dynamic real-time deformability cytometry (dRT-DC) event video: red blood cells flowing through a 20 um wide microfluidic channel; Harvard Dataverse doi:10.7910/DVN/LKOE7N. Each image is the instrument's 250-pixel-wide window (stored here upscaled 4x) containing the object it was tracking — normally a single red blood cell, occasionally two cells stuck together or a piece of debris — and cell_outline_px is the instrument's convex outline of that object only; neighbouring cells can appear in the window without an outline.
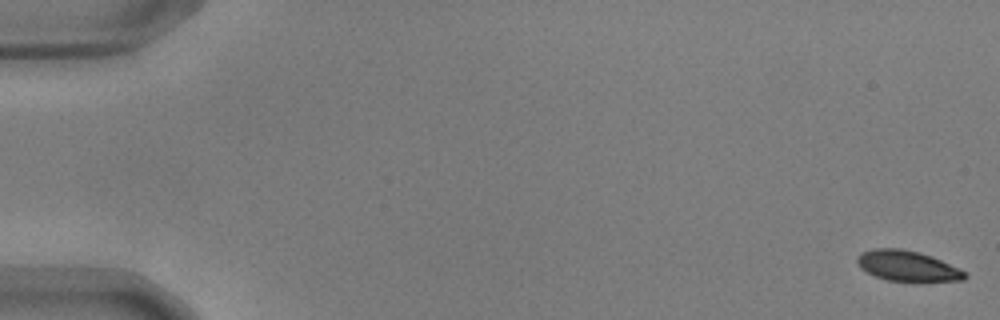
{"species": "common noctule bat (a hibernating species)", "species_latin": "Nyctalus noctula", "temperature_condition": "warm", "stored_images_in_passage": 24, "camera_frame_rate_fps": 3000, "um_per_image_px": 0.085, "animal": {"sex": "male", "body_mass_g": 17.9, "forearm_length_mm": 54.2}, "frame": {"image": 1, "passage_image": 1, "time_ms": 0.0, "image_size_px": [1000, 320], "cell_outline_px": [[968, 276], [964, 280], [920, 284], [888, 280], [876, 276], [860, 268], [856, 260], [856, 256], [860, 252], [872, 248], [900, 248], [920, 252], [932, 256], [960, 268], [968, 272]], "centroid_in_image_um": [77.2, 22.64], "position_along_channel_um": 7.8, "area_um2": 20.11}}
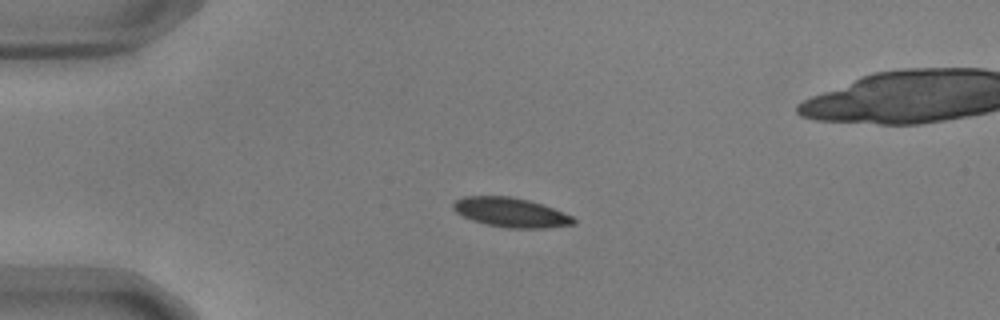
{"frame": {"image": 2, "passage_image": 14, "time_ms": 4.333, "image_size_px": [1000, 320], "cell_outline_px": [[576, 224], [548, 228], [508, 228], [488, 224], [472, 220], [456, 212], [452, 208], [452, 204], [456, 200], [464, 196], [512, 196], [544, 204], [572, 216], [576, 220]], "centroid_in_image_um": [43.45, 18.05], "position_along_channel_um": 41.6, "area_um2": 20.69}}
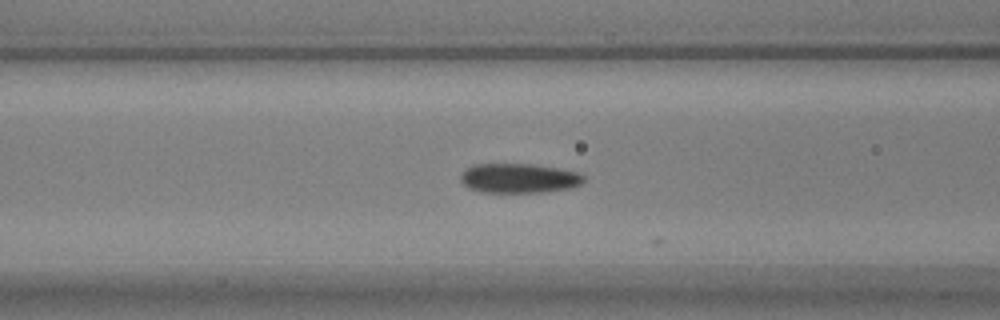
{"frame": {"image": 3, "passage_image": 23, "time_ms": 7.333, "image_size_px": [1000, 320], "cell_outline_px": [[584, 180], [580, 184], [568, 188], [544, 192], [484, 192], [468, 188], [460, 180], [460, 176], [472, 164], [532, 164], [580, 172], [584, 176]], "centroid_in_image_um": [44.11, 15.14], "position_along_channel_um": 122.5, "area_um2": 21.04}}